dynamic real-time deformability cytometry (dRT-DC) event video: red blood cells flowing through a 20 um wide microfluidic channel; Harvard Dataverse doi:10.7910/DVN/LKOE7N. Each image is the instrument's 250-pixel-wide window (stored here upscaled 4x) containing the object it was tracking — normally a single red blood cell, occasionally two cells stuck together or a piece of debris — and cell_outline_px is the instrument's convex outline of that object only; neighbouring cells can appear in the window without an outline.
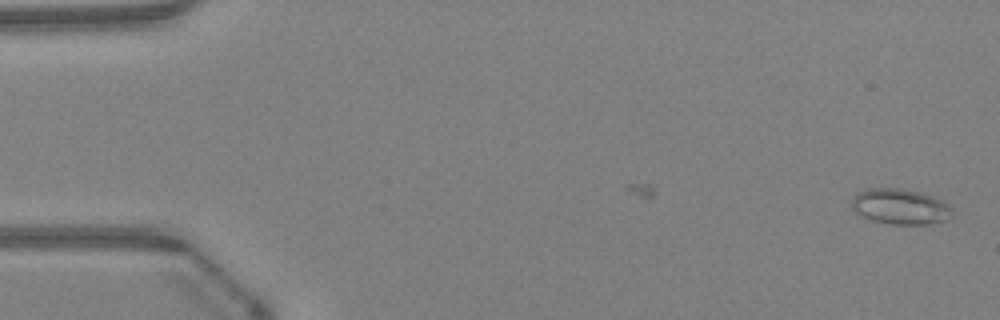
{"species": "Egyptian fruit bat (a non-hibernating species)", "species_latin": "Rousettus aegyptiacus", "temperature_condition": "warm", "stored_images_in_passage": 38, "camera_frame_rate_fps": 3000, "um_per_image_px": 0.085, "animal": {"sex": "female"}, "frame": {"image": 1, "passage_image": 1, "time_ms": 0.0, "image_size_px": [1000, 320], "cell_outline_px": [[952, 216], [944, 220], [928, 224], [892, 224], [872, 220], [856, 212], [852, 208], [852, 200], [856, 192], [868, 188], [900, 188], [920, 192], [944, 200], [952, 208]], "centroid_in_image_um": [76.53, 17.54], "position_along_channel_um": 8.5, "area_um2": 20.81}}
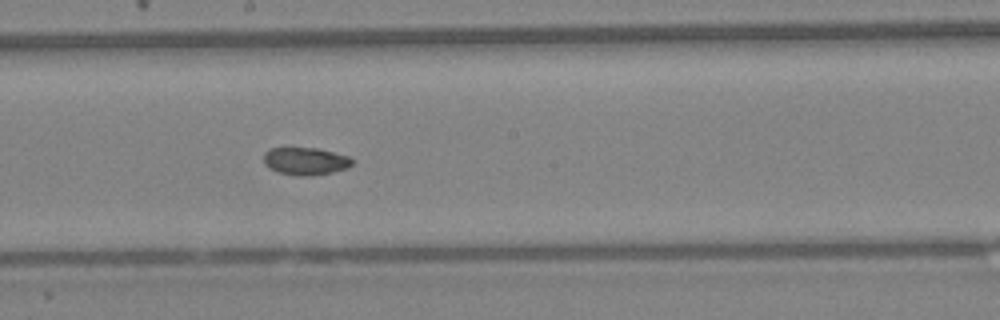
{"frame": {"image": 2, "passage_image": 26, "time_ms": 8.333, "image_size_px": [1000, 320], "cell_outline_px": [[356, 160], [348, 168], [332, 172], [312, 176], [296, 176], [276, 172], [268, 168], [264, 164], [264, 152], [268, 148], [316, 148], [348, 156]], "centroid_in_image_um": [25.95, 13.71], "position_along_channel_um": 222.3, "area_um2": 14.45}}
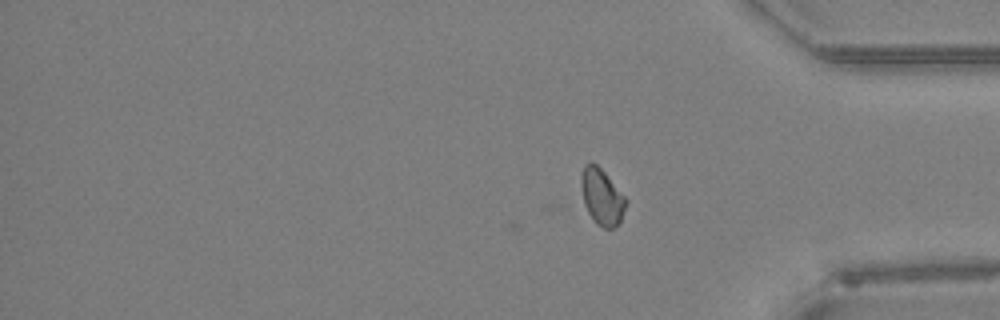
{"frame": {"image": 3, "passage_image": 38, "time_ms": 12.333, "image_size_px": [1000, 320], "cell_outline_px": [[628, 200], [620, 220], [612, 228], [604, 228], [596, 224], [592, 220], [584, 204], [580, 184], [580, 176], [584, 164], [588, 160], [592, 160], [604, 172]], "centroid_in_image_um": [51.11, 16.68], "position_along_channel_um": 384.1, "area_um2": 14.74}, "authors_computed_cell_mechanics": {"area_um2": 15.3459, "velocity_mm_per_s": 4.316, "shape_relaxation_time_tau1_ms": null, "shape_relaxation_time_tau2_ms": 3.1362, "deformation_change_tau1": null, "deformation_change_tau2": 0.0622}}